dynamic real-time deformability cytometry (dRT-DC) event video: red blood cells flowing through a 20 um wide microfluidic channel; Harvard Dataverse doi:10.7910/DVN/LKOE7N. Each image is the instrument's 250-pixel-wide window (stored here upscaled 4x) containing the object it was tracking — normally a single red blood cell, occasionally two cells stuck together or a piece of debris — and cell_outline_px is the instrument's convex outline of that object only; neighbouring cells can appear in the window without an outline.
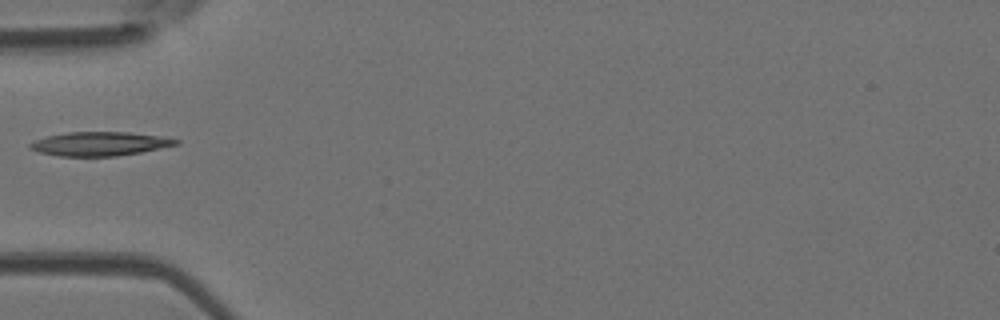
{"species": "Egyptian fruit bat (a non-hibernating species)", "species_latin": "Rousettus aegyptiacus", "temperature_condition": "room temperature", "stored_images_in_passage": 17, "camera_frame_rate_fps": 3000, "um_per_image_px": 0.085, "animal": {"sex": "female"}, "frame": {"image": 1, "passage_image": 1, "time_ms": 0.0, "image_size_px": [1000, 320], "cell_outline_px": [[180, 144], [140, 152], [116, 156], [56, 156], [40, 152], [28, 148], [28, 144], [36, 140], [48, 136], [68, 132], [128, 132], [156, 136], [180, 140]], "centroid_in_image_um": [8.45, 12.23], "position_along_channel_um": 76.6, "area_um2": 20.11}}
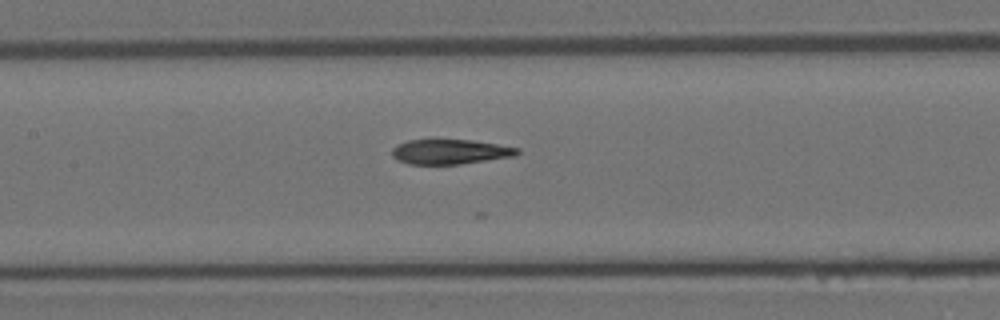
{"frame": {"image": 2, "passage_image": 8, "time_ms": 2.333, "image_size_px": [1000, 320], "cell_outline_px": [[520, 152], [516, 156], [460, 164], [408, 164], [396, 160], [392, 156], [392, 148], [396, 144], [408, 140], [472, 140], [520, 148]], "centroid_in_image_um": [38.24, 12.9], "position_along_channel_um": 169.2, "area_um2": 18.21}}
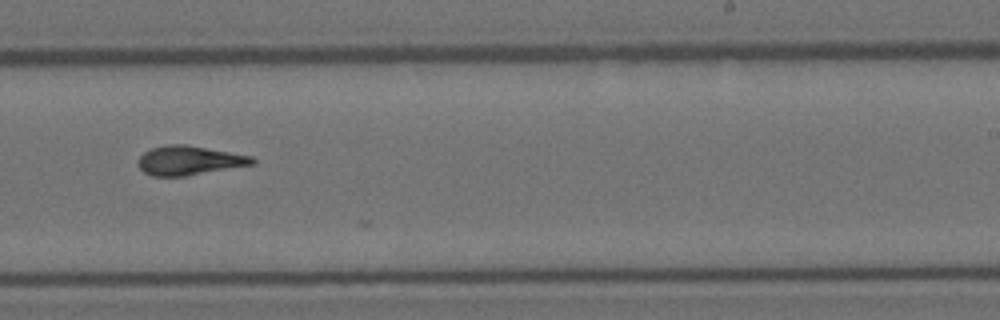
{"frame": {"image": 3, "passage_image": 16, "time_ms": 5.0, "image_size_px": [1000, 320], "cell_outline_px": [[256, 164], [184, 176], [152, 176], [144, 172], [136, 164], [136, 160], [144, 152], [152, 148], [168, 144], [184, 144], [252, 156], [256, 160]], "centroid_in_image_um": [16.06, 13.64], "position_along_channel_um": 272.9, "area_um2": 19.42}}